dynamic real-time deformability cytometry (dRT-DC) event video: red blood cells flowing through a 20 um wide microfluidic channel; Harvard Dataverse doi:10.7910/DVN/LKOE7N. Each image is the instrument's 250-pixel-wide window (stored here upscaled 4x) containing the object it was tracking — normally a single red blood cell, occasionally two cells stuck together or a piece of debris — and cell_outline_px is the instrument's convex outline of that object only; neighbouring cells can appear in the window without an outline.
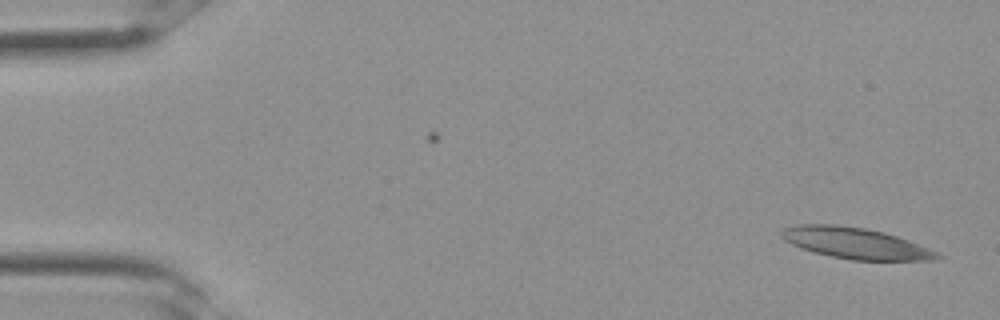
{"species": "Egyptian fruit bat (a non-hibernating species)", "species_latin": "Rousettus aegyptiacus", "temperature_condition": "room temperature", "stored_images_in_passage": 32, "camera_frame_rate_fps": 3000, "um_per_image_px": 0.085, "frame": {"image": 1, "passage_image": 1, "time_ms": 0.0, "image_size_px": [1000, 320], "cell_outline_px": [[944, 256], [932, 260], [852, 260], [812, 252], [792, 244], [784, 240], [780, 236], [780, 232], [784, 228], [796, 224], [836, 224], [864, 228], [884, 232], [908, 240], [928, 248]], "centroid_in_image_um": [72.67, 20.66], "position_along_channel_um": 12.3, "area_um2": 28.09}}
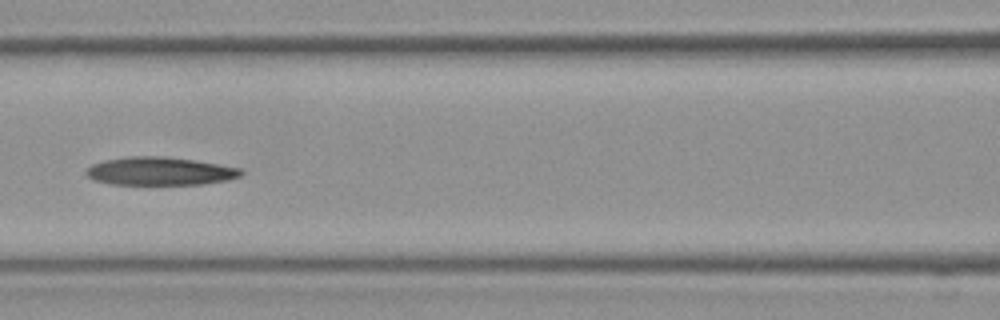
{"frame": {"image": 2, "passage_image": 14, "time_ms": 4.333, "image_size_px": [1000, 320], "cell_outline_px": [[244, 172], [240, 176], [228, 180], [204, 184], [112, 184], [96, 180], [88, 176], [84, 172], [92, 164], [104, 160], [128, 156], [168, 156], [196, 160], [240, 168]], "centroid_in_image_um": [13.61, 14.54], "position_along_channel_um": 153.0, "area_um2": 25.43}}
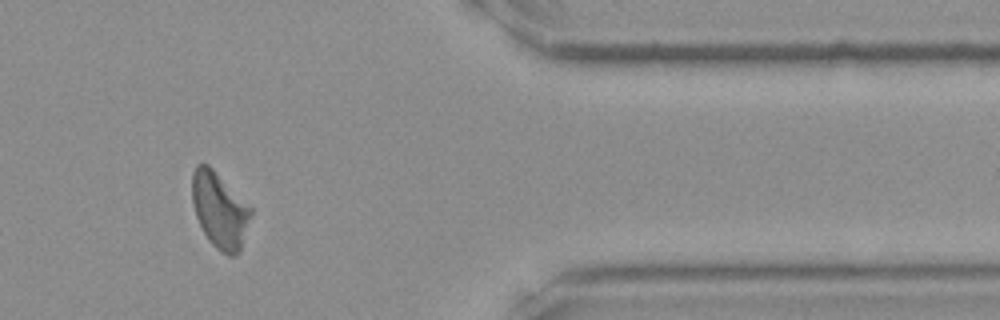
{"frame": {"image": 3, "passage_image": 27, "time_ms": 8.667, "image_size_px": [1000, 320], "cell_outline_px": [[252, 212], [240, 252], [236, 256], [228, 256], [216, 248], [208, 240], [196, 216], [192, 204], [192, 172], [196, 164], [208, 164], [252, 208]], "centroid_in_image_um": [18.66, 17.88], "position_along_channel_um": 392.7, "area_um2": 25.84}}